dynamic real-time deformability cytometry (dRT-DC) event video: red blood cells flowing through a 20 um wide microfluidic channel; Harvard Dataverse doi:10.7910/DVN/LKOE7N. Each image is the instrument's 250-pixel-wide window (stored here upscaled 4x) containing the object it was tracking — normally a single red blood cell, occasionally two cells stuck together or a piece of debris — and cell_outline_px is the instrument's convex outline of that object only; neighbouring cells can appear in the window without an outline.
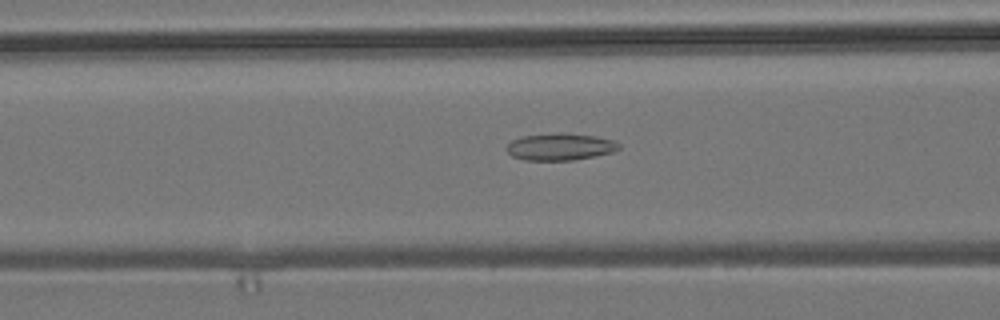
{"species": "common noctule bat (a hibernating species)", "species_latin": "Nyctalus noctula", "temperature_condition": "room temperature", "stored_images_in_passage": 53, "camera_frame_rate_fps": 3000, "um_per_image_px": 0.085, "animal": {"sex": "male", "body_mass_g": 19.2, "forearm_length_mm": 51.8}, "frame": {"image": 1, "passage_image": 21, "time_ms": 6.667, "image_size_px": [1000, 320], "cell_outline_px": [[620, 148], [612, 152], [596, 156], [572, 160], [524, 160], [512, 156], [504, 148], [512, 140], [524, 136], [560, 132], [564, 132], [596, 136], [612, 140], [620, 144]], "centroid_in_image_um": [47.61, 12.47], "position_along_channel_um": 119.0, "area_um2": 17.74}}
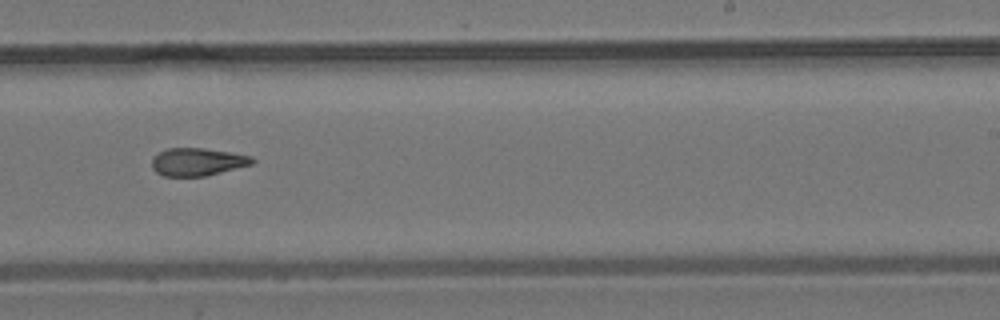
{"frame": {"image": 2, "passage_image": 33, "time_ms": 10.667, "image_size_px": [1000, 320], "cell_outline_px": [[256, 160], [252, 164], [204, 176], [164, 176], [156, 172], [152, 168], [152, 160], [160, 152], [168, 148], [204, 148], [232, 152], [252, 156]], "centroid_in_image_um": [16.8, 13.75], "position_along_channel_um": 272.2, "area_um2": 16.13}}
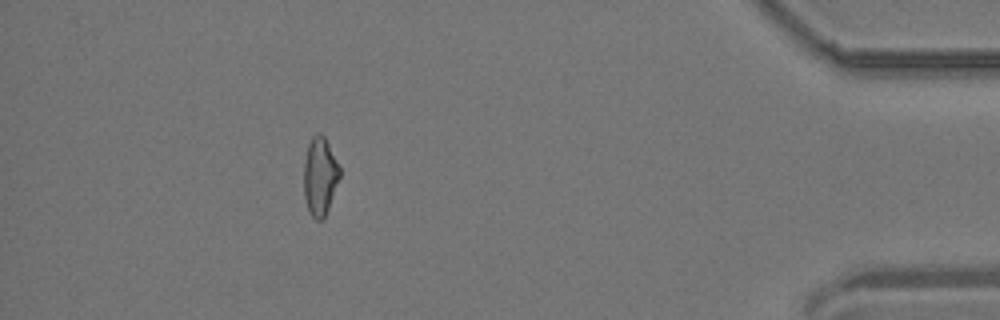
{"frame": {"image": 3, "passage_image": 48, "time_ms": 15.667, "image_size_px": [1000, 320], "cell_outline_px": [[340, 176], [328, 208], [324, 216], [320, 220], [316, 220], [308, 212], [304, 196], [304, 160], [308, 144], [312, 136], [316, 132], [320, 132], [324, 136], [340, 168]], "centroid_in_image_um": [27.17, 14.96], "position_along_channel_um": 408.0, "area_um2": 16.24}, "authors_computed_cell_mechanics": {"area_um2": 16.9354, "velocity_mm_per_s": 3.8362, "shape_relaxation_time_tau1_ms": null, "shape_relaxation_time_tau2_ms": 3.5845, "deformation_change_tau1": null, "deformation_change_tau2": 0.1171}}